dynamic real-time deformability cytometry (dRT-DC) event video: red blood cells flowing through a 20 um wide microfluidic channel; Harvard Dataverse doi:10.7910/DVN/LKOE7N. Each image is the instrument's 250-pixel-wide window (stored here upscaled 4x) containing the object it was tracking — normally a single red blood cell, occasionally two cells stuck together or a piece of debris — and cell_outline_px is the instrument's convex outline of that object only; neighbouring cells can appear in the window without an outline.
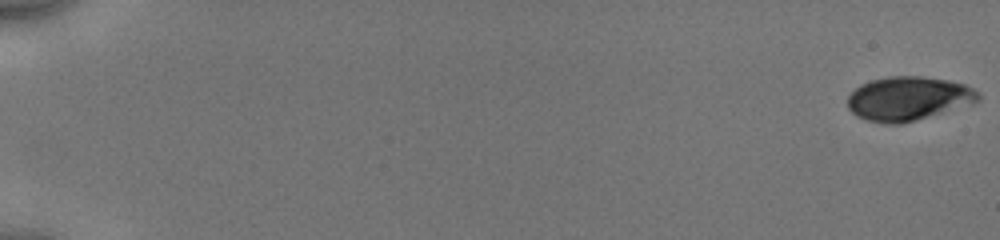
{"species": "human", "species_latin": "Homo sapiens", "temperature_condition": "cold", "stored_images_in_passage": 54, "camera_frame_rate_fps": 3000, "um_per_image_px": 0.085, "donor": {"sex": "male"}, "frame": {"image": 1, "passage_image": 1, "time_ms": 0.0, "image_size_px": [1000, 240], "cell_outline_px": [[980, 100], [972, 104], [900, 124], [884, 124], [868, 120], [856, 116], [848, 108], [848, 96], [860, 84], [872, 80], [888, 76], [920, 76], [948, 80], [964, 84], [980, 92]], "centroid_in_image_um": [77.21, 8.37], "position_along_channel_um": 7.8, "area_um2": 33.41}}
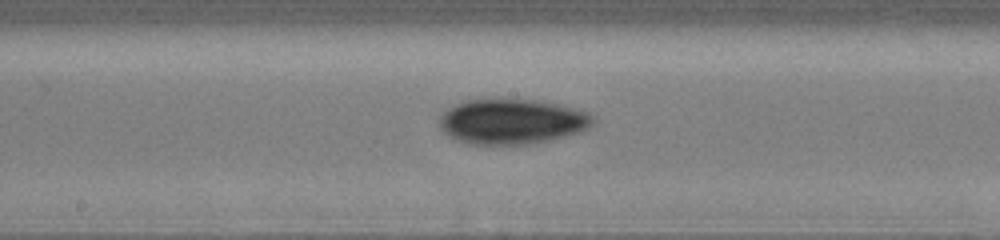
{"frame": {"image": 2, "passage_image": 31, "time_ms": 10.0, "image_size_px": [1000, 240], "cell_outline_px": [[596, 124], [580, 132], [548, 140], [528, 144], [472, 144], [456, 140], [448, 136], [440, 128], [440, 116], [452, 104], [464, 100], [500, 96], [536, 100], [576, 108], [592, 112], [596, 116]], "centroid_in_image_um": [43.53, 10.28], "position_along_channel_um": 204.7, "area_um2": 41.62}}
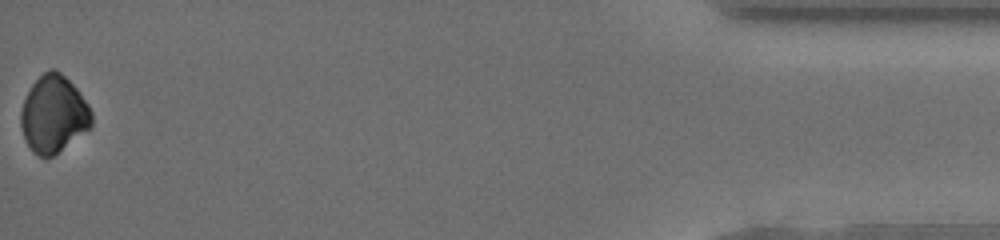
{"frame": {"image": 3, "passage_image": 54, "time_ms": 17.667, "image_size_px": [1000, 240], "cell_outline_px": [[92, 128], [52, 156], [40, 156], [32, 152], [24, 136], [20, 124], [20, 112], [24, 100], [32, 84], [44, 72], [52, 68], [56, 68], [80, 92], [88, 104], [92, 112]], "centroid_in_image_um": [4.57, 9.7], "position_along_channel_um": 430.6, "area_um2": 31.73}, "authors_computed_cell_mechanics": {"area_um2": 36.0383, "velocity_mm_per_s": 3.9762, "shape_relaxation_time_tau1_ms": 2.4215, "shape_relaxation_time_tau2_ms": null, "deformation_change_tau1": 0.0606, "deformation_change_tau2": null}}